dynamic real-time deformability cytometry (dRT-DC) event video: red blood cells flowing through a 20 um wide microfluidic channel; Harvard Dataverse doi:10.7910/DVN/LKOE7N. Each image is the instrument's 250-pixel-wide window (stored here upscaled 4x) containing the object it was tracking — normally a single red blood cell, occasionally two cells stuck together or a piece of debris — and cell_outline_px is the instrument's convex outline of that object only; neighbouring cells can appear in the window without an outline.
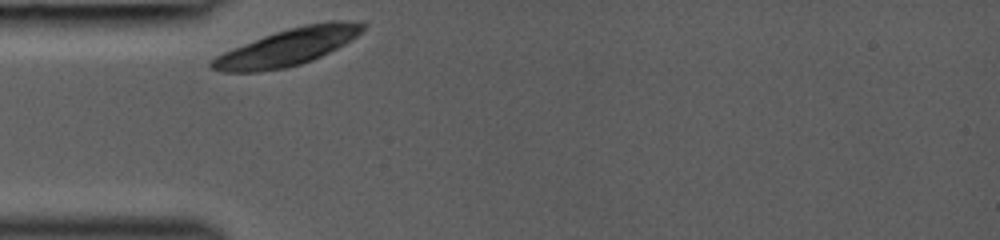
{"species": "common noctule bat (a hibernating species)", "species_latin": "Nyctalus noctula", "temperature_condition": "room temperature", "stored_images_in_passage": 27, "camera_frame_rate_fps": 3000, "um_per_image_px": 0.085, "animal": {"sex": "female", "body_mass_g": 19.0, "forearm_length_mm": 53.3}, "frame": {"image": 1, "passage_image": 1, "time_ms": 0.0, "image_size_px": [1000, 240], "cell_outline_px": [[364, 28], [356, 36], [344, 44], [312, 60], [300, 64], [284, 68], [256, 72], [220, 72], [212, 68], [208, 64], [216, 56], [224, 52], [264, 36], [288, 28], [304, 24], [328, 20], [348, 20], [364, 24]], "centroid_in_image_um": [24.44, 4.0], "position_along_channel_um": 60.6, "area_um2": 32.08}}
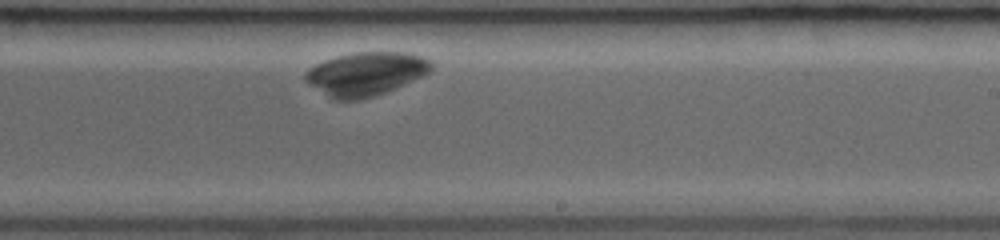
{"frame": {"image": 2, "passage_image": 16, "time_ms": 5.0, "image_size_px": [1000, 240], "cell_outline_px": [[432, 68], [428, 72], [404, 84], [384, 92], [360, 100], [332, 100], [308, 84], [304, 80], [304, 72], [308, 68], [324, 60], [336, 56], [352, 52], [404, 52], [420, 56], [432, 60]], "centroid_in_image_um": [31.02, 6.27], "position_along_channel_um": 258.0, "area_um2": 31.96}}
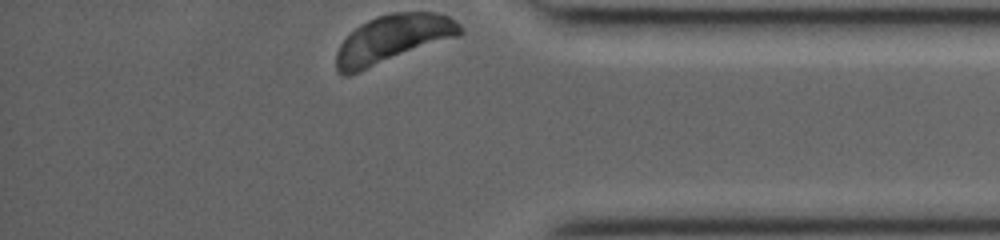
{"frame": {"image": 3, "passage_image": 27, "time_ms": 8.667, "image_size_px": [1000, 240], "cell_outline_px": [[464, 32], [460, 36], [360, 72], [348, 76], [344, 76], [336, 68], [336, 52], [340, 44], [360, 24], [376, 16], [392, 12], [436, 12], [448, 16], [460, 24], [464, 28]], "centroid_in_image_um": [33.43, 3.32], "position_along_channel_um": 401.8, "area_um2": 35.03}}